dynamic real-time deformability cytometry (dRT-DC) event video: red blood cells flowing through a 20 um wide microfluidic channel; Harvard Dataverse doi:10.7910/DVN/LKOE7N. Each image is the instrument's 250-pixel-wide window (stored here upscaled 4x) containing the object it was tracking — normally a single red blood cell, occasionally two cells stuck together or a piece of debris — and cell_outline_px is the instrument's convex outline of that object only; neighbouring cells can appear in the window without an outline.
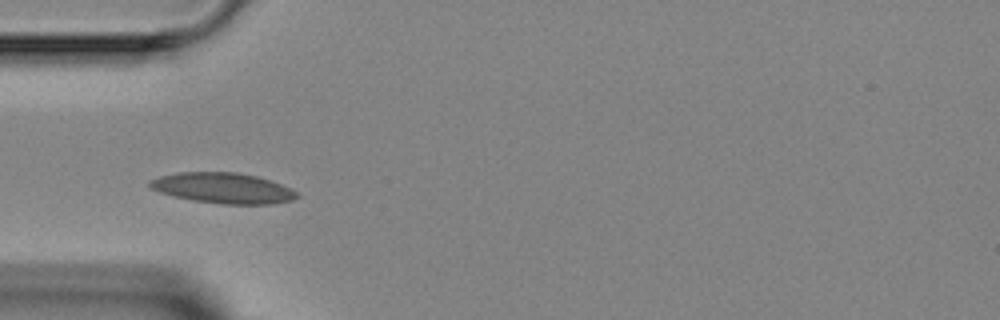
{"species": "Egyptian fruit bat (a non-hibernating species)", "species_latin": "Rousettus aegyptiacus", "temperature_condition": "room temperature", "stored_images_in_passage": 5, "camera_frame_rate_fps": 3000, "um_per_image_px": 0.085, "animal": {"sex": "female"}, "frame": {"image": 1, "passage_image": 2, "time_ms": 2.0, "image_size_px": [1000, 320], "cell_outline_px": [[300, 196], [292, 200], [272, 204], [220, 204], [192, 200], [172, 196], [148, 188], [148, 180], [160, 176], [180, 172], [236, 172], [256, 176], [292, 188], [300, 192]], "centroid_in_image_um": [18.95, 15.99], "position_along_channel_um": 66.1, "area_um2": 26.41}}